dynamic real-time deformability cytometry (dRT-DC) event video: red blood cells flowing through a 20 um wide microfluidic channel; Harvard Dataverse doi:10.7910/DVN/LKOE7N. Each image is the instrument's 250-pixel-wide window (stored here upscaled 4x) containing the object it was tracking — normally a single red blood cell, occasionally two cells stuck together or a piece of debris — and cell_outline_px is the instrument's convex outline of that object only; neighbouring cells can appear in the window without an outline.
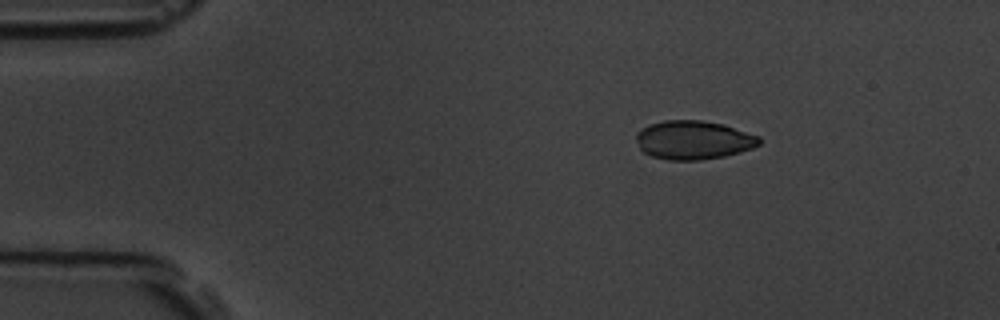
{"species": "common noctule bat (a hibernating species)", "species_latin": "Nyctalus noctula", "temperature_condition": "room temperature", "stored_images_in_passage": 48, "camera_frame_rate_fps": 3000, "um_per_image_px": 0.085, "animal": {"sex": "male", "body_mass_g": 19.5, "forearm_length_mm": 54.6}, "frame": {"image": 1, "passage_image": 1, "time_ms": 0.0, "image_size_px": [1000, 320], "cell_outline_px": [[760, 144], [752, 148], [740, 152], [724, 156], [700, 160], [668, 160], [652, 156], [644, 152], [640, 148], [636, 140], [636, 132], [640, 128], [648, 124], [664, 120], [700, 120], [724, 124], [760, 136]], "centroid_in_image_um": [58.93, 11.89], "position_along_channel_um": 26.1, "area_um2": 27.98}}
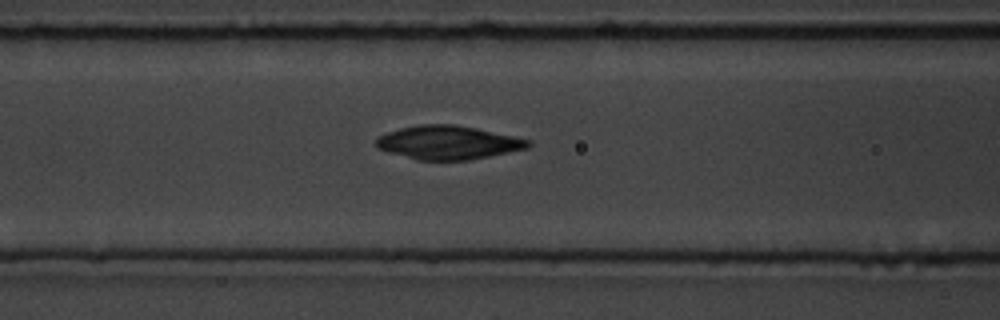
{"frame": {"image": 2, "passage_image": 15, "time_ms": 4.667, "image_size_px": [1000, 320], "cell_outline_px": [[532, 144], [528, 148], [468, 160], [416, 160], [388, 152], [376, 148], [376, 136], [400, 128], [420, 124], [452, 124], [476, 128], [532, 140]], "centroid_in_image_um": [38.06, 12.11], "position_along_channel_um": 128.5, "area_um2": 29.82}}
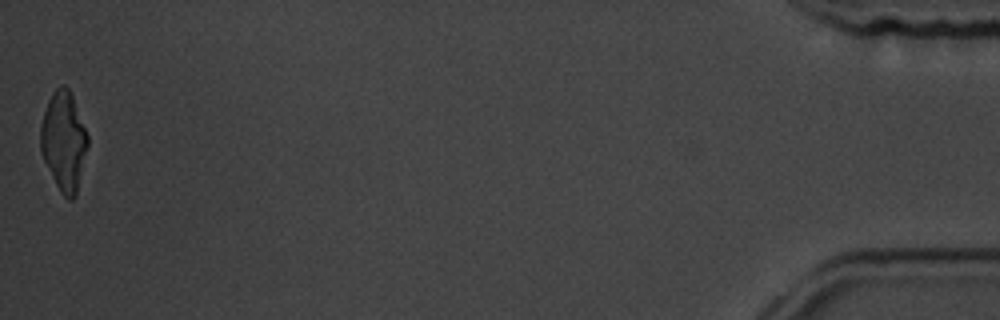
{"frame": {"image": 3, "passage_image": 48, "time_ms": 15.667, "image_size_px": [1000, 320], "cell_outline_px": [[88, 144], [76, 196], [72, 200], [68, 200], [60, 192], [40, 152], [40, 124], [48, 100], [52, 92], [60, 84], [64, 84], [68, 88], [72, 96], [88, 136]], "centroid_in_image_um": [5.4, 12.0], "position_along_channel_um": 429.8, "area_um2": 27.11}, "authors_computed_cell_mechanics": {"area_um2": 29.1312, "velocity_mm_per_s": 3.6233, "shape_relaxation_time_tau1_ms": 5.3301, "shape_relaxation_time_tau2_ms": 4.1249, "deformation_change_tau1": 0.1299, "deformation_change_tau2": 0.0547}}